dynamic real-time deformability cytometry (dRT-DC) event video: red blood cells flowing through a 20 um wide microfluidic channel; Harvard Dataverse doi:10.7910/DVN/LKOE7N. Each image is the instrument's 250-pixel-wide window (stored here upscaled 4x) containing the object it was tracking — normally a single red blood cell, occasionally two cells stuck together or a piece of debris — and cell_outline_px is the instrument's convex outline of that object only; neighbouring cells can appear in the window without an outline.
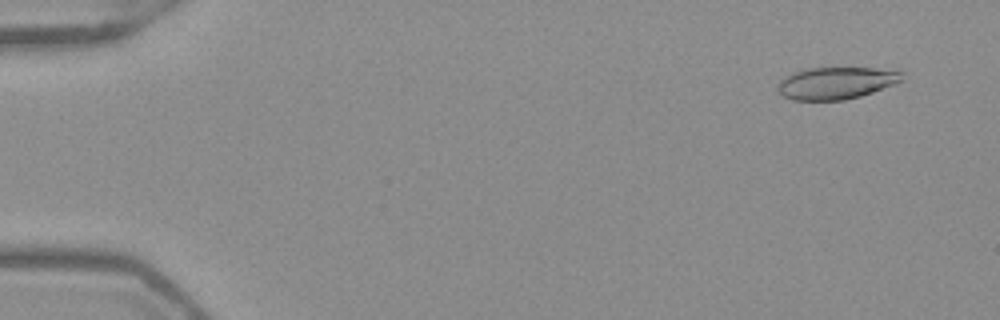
{"species": "Egyptian fruit bat (a non-hibernating species)", "species_latin": "Rousettus aegyptiacus", "temperature_condition": "warm", "stored_images_in_passage": 52, "camera_frame_rate_fps": 3000, "um_per_image_px": 0.085, "frame": {"image": 1, "passage_image": 4, "time_ms": 1.0, "image_size_px": [1000, 320], "cell_outline_px": [[900, 80], [892, 84], [872, 92], [860, 96], [844, 100], [792, 100], [784, 96], [776, 88], [780, 80], [784, 76], [792, 72], [808, 68], [872, 68], [900, 72]], "centroid_in_image_um": [70.95, 7.06], "position_along_channel_um": 14.0, "area_um2": 22.83}}
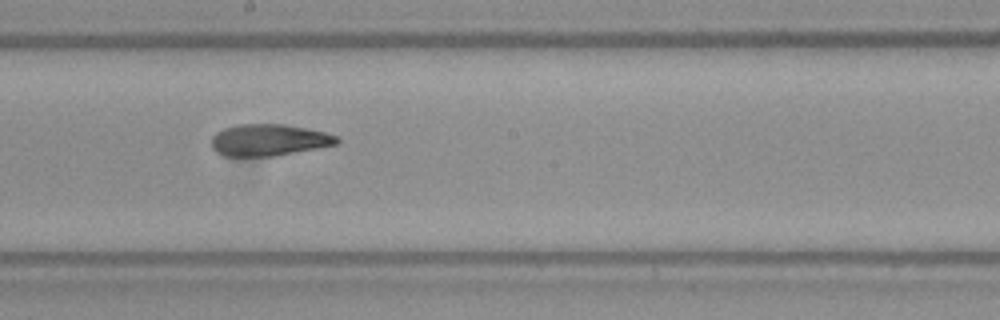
{"frame": {"image": 2, "passage_image": 30, "time_ms": 9.667, "image_size_px": [1000, 320], "cell_outline_px": [[340, 140], [336, 144], [320, 148], [276, 156], [224, 156], [216, 152], [212, 148], [212, 136], [216, 132], [224, 128], [236, 124], [284, 124], [324, 132], [336, 136]], "centroid_in_image_um": [22.83, 11.91], "position_along_channel_um": 225.4, "area_um2": 23.24}}
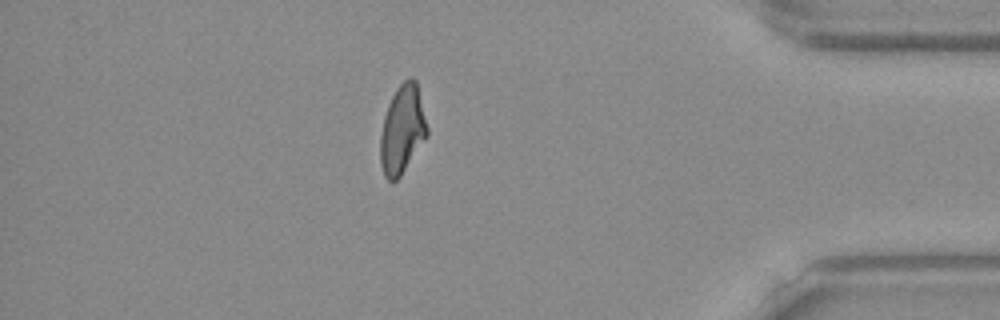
{"frame": {"image": 3, "passage_image": 46, "time_ms": 15.0, "image_size_px": [1000, 320], "cell_outline_px": [[428, 136], [400, 176], [392, 184], [384, 176], [380, 164], [380, 136], [384, 116], [388, 104], [396, 88], [408, 76], [412, 76], [416, 80], [428, 128]], "centroid_in_image_um": [34.19, 11.02], "position_along_channel_um": 401.0, "area_um2": 24.33}, "authors_computed_cell_mechanics": {"area_um2": 23.8714, "velocity_mm_per_s": 3.9451, "shape_relaxation_time_tau1_ms": 9.3856, "shape_relaxation_time_tau2_ms": 2.3806, "deformation_change_tau1": 0.2549, "deformation_change_tau2": 0.1128}}